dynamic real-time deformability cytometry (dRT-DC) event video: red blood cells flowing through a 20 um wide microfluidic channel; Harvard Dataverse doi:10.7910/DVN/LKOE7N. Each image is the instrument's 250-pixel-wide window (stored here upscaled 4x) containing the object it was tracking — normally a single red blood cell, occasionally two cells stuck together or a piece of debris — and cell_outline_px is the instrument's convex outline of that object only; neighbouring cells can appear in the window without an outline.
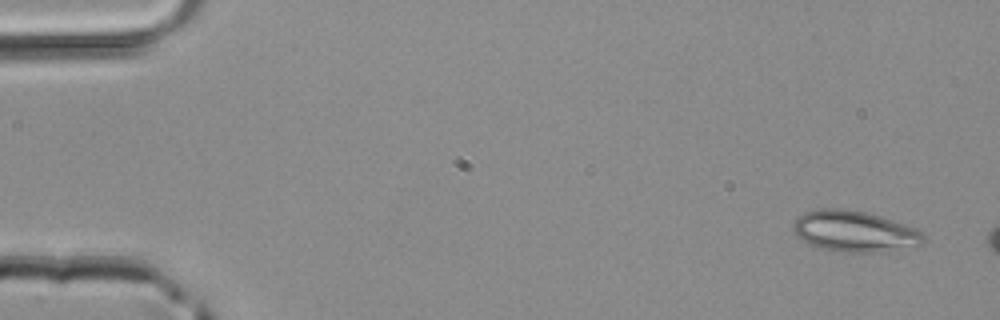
{"species": "common noctule bat (a hibernating species)", "species_latin": "Nyctalus noctula", "temperature_condition": "room temperature", "stored_images_in_passage": 3, "camera_frame_rate_fps": 3000, "um_per_image_px": 0.085, "animal": {"sex": "male", "body_mass_g": 20.4}, "frame": {"image": 1, "passage_image": 1, "time_ms": 0.0, "image_size_px": [1000, 320], "cell_outline_px": [[924, 240], [916, 248], [892, 252], [840, 252], [820, 248], [808, 244], [800, 240], [792, 232], [792, 224], [796, 216], [804, 212], [820, 208], [840, 208], [864, 212], [880, 216], [916, 228], [924, 232]], "centroid_in_image_um": [72.62, 19.68], "position_along_channel_um": 12.4, "area_um2": 31.96}}